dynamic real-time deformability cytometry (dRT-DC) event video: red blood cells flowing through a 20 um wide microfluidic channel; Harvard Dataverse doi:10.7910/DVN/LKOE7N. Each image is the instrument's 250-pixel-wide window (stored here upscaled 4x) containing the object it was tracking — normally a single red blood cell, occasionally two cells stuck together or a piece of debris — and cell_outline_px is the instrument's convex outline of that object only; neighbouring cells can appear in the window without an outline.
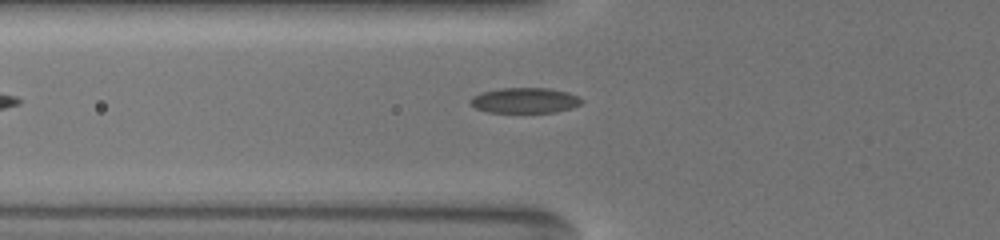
{"species": "common noctule bat (a hibernating species)", "species_latin": "Nyctalus noctula", "temperature_condition": "warm", "stored_images_in_passage": 42, "camera_frame_rate_fps": 3000, "um_per_image_px": 0.085, "animal": {"sex": "female", "body_mass_g": 19.5, "forearm_length_mm": 54.1}, "frame": {"image": 1, "passage_image": 2, "time_ms": 0.333, "image_size_px": [1000, 240], "cell_outline_px": [[584, 100], [580, 104], [572, 108], [556, 112], [488, 112], [476, 108], [472, 104], [472, 100], [476, 96], [484, 92], [500, 88], [548, 88], [568, 92]], "centroid_in_image_um": [44.68, 8.54], "position_along_channel_um": 81.1, "area_um2": 16.13}}
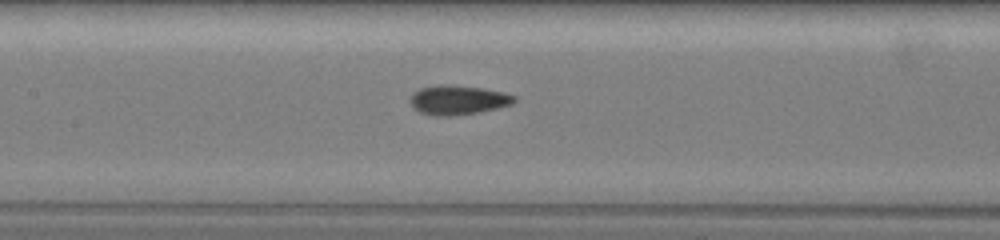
{"frame": {"image": 2, "passage_image": 11, "time_ms": 2.667, "image_size_px": [1000, 240], "cell_outline_px": [[516, 100], [508, 104], [496, 108], [476, 112], [452, 116], [436, 116], [420, 112], [412, 104], [412, 96], [420, 88], [480, 88], [500, 92], [516, 96]], "centroid_in_image_um": [38.97, 8.56], "position_along_channel_um": 168.4, "area_um2": 16.24}}
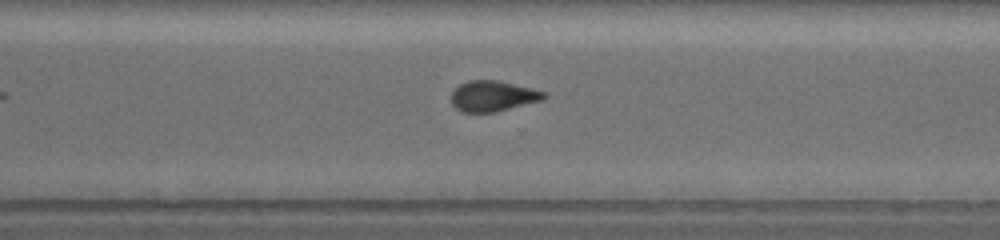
{"frame": {"image": 3, "passage_image": 29, "time_ms": 7.0, "image_size_px": [1000, 240], "cell_outline_px": [[548, 96], [540, 100], [492, 112], [464, 112], [456, 108], [452, 104], [452, 92], [460, 84], [468, 80], [496, 80], [532, 88], [544, 92]], "centroid_in_image_um": [41.86, 8.15], "position_along_channel_um": 328.7, "area_um2": 16.13}, "authors_computed_cell_mechanics": {"area_um2": 16.2418, "velocity_mm_per_s": 3.7102, "shape_relaxation_time_tau1_ms": 6.1362, "shape_relaxation_time_tau2_ms": 1.684, "deformation_change_tau1": 0.1425, "deformation_change_tau2": 0.0824}}